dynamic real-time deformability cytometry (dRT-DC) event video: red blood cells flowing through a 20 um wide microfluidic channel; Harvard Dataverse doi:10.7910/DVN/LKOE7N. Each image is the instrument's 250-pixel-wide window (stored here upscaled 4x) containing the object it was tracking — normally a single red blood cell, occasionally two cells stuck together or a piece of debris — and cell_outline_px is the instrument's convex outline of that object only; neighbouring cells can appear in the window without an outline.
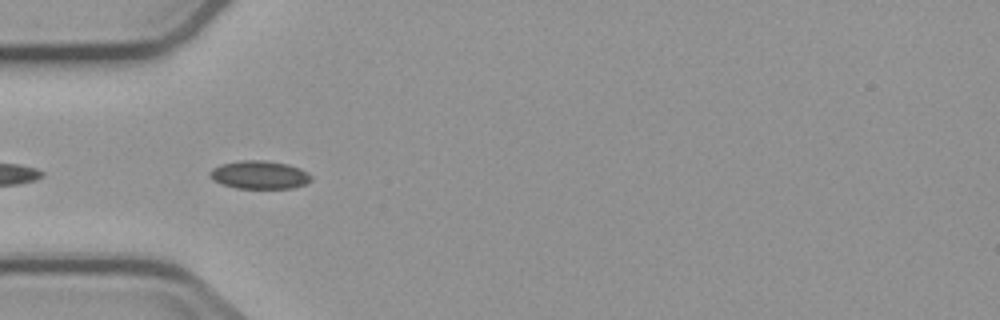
{"species": "common noctule bat (a hibernating species)", "species_latin": "Nyctalus noctula", "temperature_condition": "cold", "stored_images_in_passage": 4, "camera_frame_rate_fps": 3000, "um_per_image_px": 0.085, "animal": {"sex": "male", "body_mass_g": 23.1, "forearm_length_mm": 52.7}, "frame": {"image": 1, "passage_image": 4, "time_ms": 4.333, "image_size_px": [1000, 320], "cell_outline_px": [[312, 180], [304, 184], [292, 188], [236, 188], [212, 180], [208, 176], [208, 172], [212, 168], [220, 164], [240, 160], [264, 160], [288, 164], [300, 168], [308, 172], [312, 176]], "centroid_in_image_um": [22.04, 14.85], "position_along_channel_um": 63.0, "area_um2": 16.76}}